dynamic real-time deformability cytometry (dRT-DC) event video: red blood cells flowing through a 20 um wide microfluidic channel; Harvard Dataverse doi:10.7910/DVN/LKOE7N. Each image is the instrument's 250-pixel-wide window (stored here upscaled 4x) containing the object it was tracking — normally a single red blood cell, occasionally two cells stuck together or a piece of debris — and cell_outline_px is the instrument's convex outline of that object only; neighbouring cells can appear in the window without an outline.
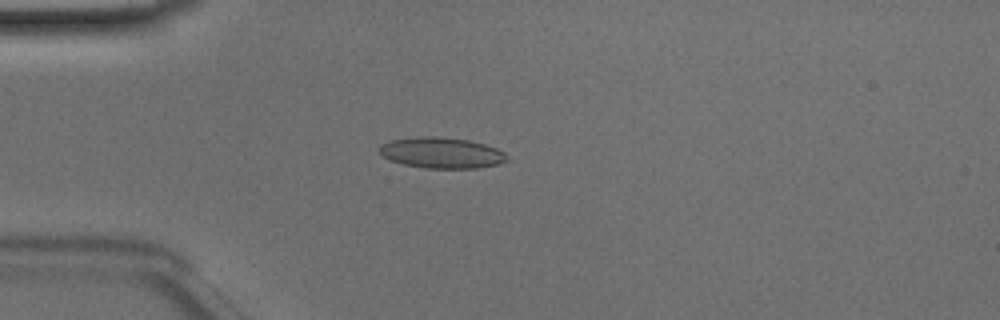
{"species": "Egyptian fruit bat (a non-hibernating species)", "species_latin": "Rousettus aegyptiacus", "temperature_condition": "room temperature", "stored_images_in_passage": 49, "camera_frame_rate_fps": 3000, "um_per_image_px": 0.085, "animal": {"sex": "male"}, "frame": {"image": 1, "passage_image": 13, "time_ms": 4.0, "image_size_px": [1000, 320], "cell_outline_px": [[508, 160], [500, 164], [476, 168], [424, 168], [404, 164], [392, 160], [384, 156], [376, 148], [380, 144], [388, 140], [416, 136], [436, 136], [468, 140], [484, 144], [496, 148], [504, 152], [508, 156]], "centroid_in_image_um": [37.52, 12.98], "position_along_channel_um": 47.5, "area_um2": 23.12}}
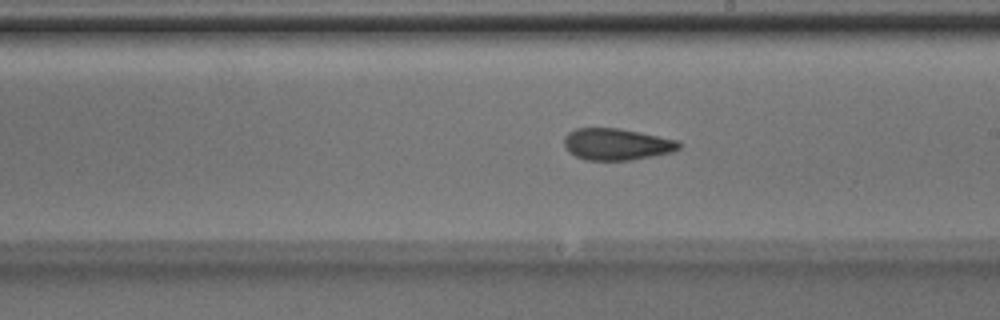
{"frame": {"image": 2, "passage_image": 28, "time_ms": 9.0, "image_size_px": [1000, 320], "cell_outline_px": [[680, 148], [672, 152], [632, 160], [584, 160], [568, 152], [564, 144], [564, 136], [568, 132], [576, 128], [620, 128], [680, 140]], "centroid_in_image_um": [52.41, 12.26], "position_along_channel_um": 236.6, "area_um2": 21.39}}
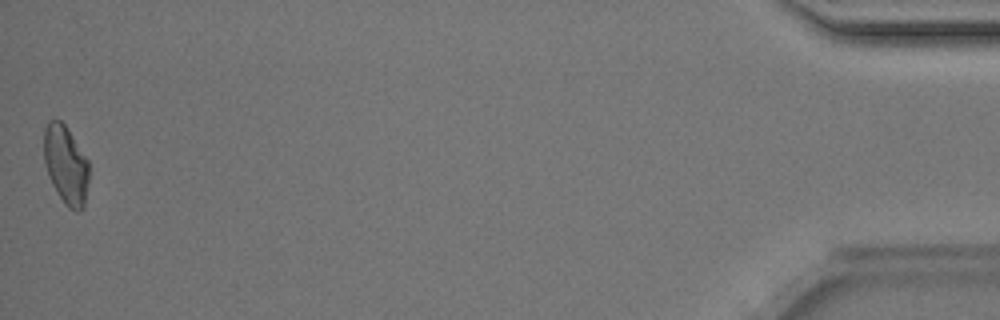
{"frame": {"image": 3, "passage_image": 49, "time_ms": 16.0, "image_size_px": [1000, 320], "cell_outline_px": [[88, 180], [84, 208], [80, 212], [76, 212], [68, 208], [64, 204], [52, 184], [48, 176], [44, 164], [44, 128], [48, 120], [60, 120], [68, 128], [88, 160]], "centroid_in_image_um": [5.59, 14.03], "position_along_channel_um": 429.6, "area_um2": 20.87}, "authors_computed_cell_mechanics": {"area_um2": 21.386, "velocity_mm_per_s": 4.0973, "shape_relaxation_time_tau1_ms": null, "shape_relaxation_time_tau2_ms": 2.7019, "deformation_change_tau1": null, "deformation_change_tau2": 0.0836}}